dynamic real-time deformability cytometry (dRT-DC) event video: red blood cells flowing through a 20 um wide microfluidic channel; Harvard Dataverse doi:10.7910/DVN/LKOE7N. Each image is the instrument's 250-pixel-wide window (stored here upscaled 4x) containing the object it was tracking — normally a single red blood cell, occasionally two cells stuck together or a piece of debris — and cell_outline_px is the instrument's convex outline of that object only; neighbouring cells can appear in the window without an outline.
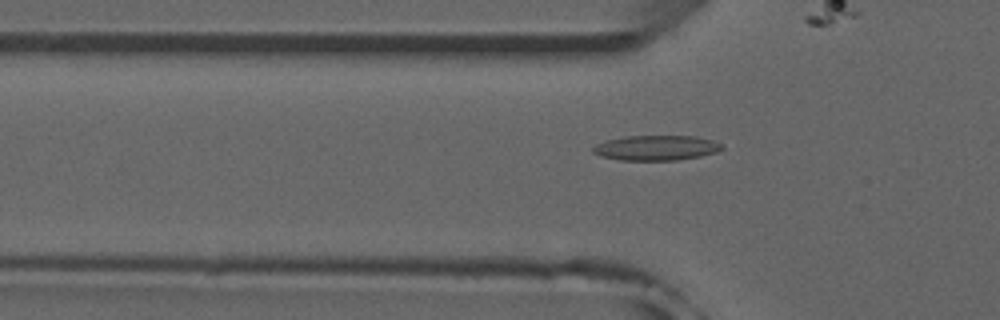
{"species": "common noctule bat (a hibernating species)", "species_latin": "Nyctalus noctula", "temperature_condition": "room temperature", "stored_images_in_passage": 47, "camera_frame_rate_fps": 3000, "um_per_image_px": 0.085, "animal": {"sex": "male", "forearm_length_mm": 52.5}, "frame": {"image": 1, "passage_image": 17, "time_ms": 5.333, "image_size_px": [1000, 320], "cell_outline_px": [[724, 148], [716, 152], [700, 156], [676, 160], [620, 160], [600, 156], [592, 152], [592, 148], [596, 144], [608, 140], [624, 136], [696, 136], [712, 140], [724, 144]], "centroid_in_image_um": [55.79, 12.56], "position_along_channel_um": 70.0, "area_um2": 18.84}}
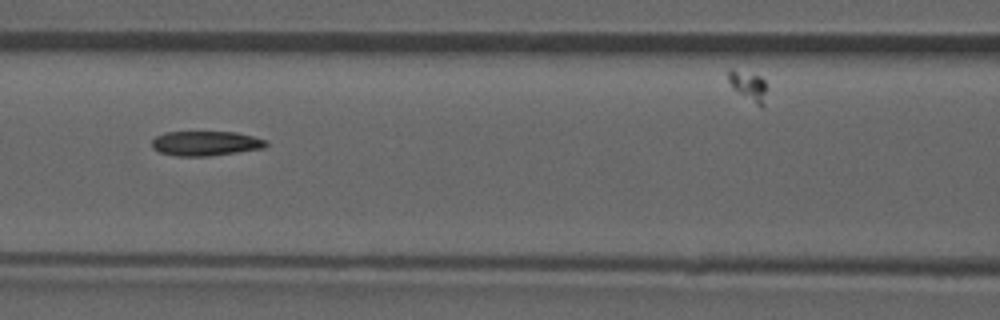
{"frame": {"image": 2, "passage_image": 23, "time_ms": 7.333, "image_size_px": [1000, 320], "cell_outline_px": [[268, 144], [264, 148], [208, 156], [176, 156], [160, 152], [152, 148], [152, 140], [156, 136], [164, 132], [236, 132], [268, 140]], "centroid_in_image_um": [17.48, 12.18], "position_along_channel_um": 149.1, "area_um2": 16.42}}
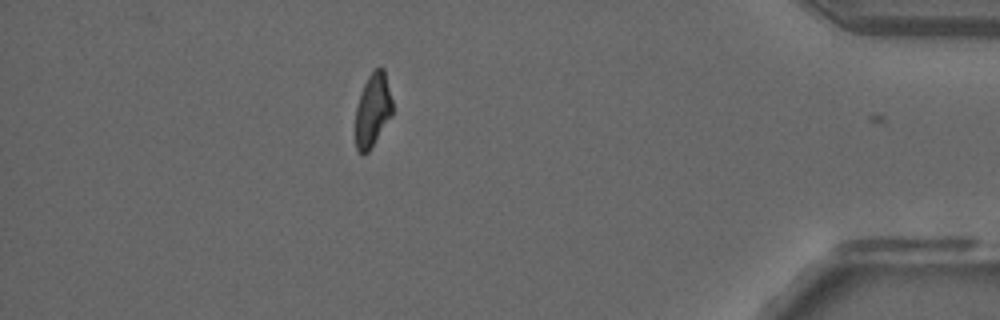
{"frame": {"image": 3, "passage_image": 46, "time_ms": 15.0, "image_size_px": [1000, 320], "cell_outline_px": [[392, 116], [368, 152], [364, 156], [356, 148], [356, 108], [360, 92], [368, 76], [376, 68], [384, 68], [392, 100]], "centroid_in_image_um": [31.68, 9.36], "position_along_channel_um": 403.5, "area_um2": 15.78}, "authors_computed_cell_mechanics": {"area_um2": 17.5134, "velocity_mm_per_s": 3.9263, "shape_relaxation_time_tau1_ms": null, "shape_relaxation_time_tau2_ms": 3.9649, "deformation_change_tau1": null, "deformation_change_tau2": 0.108}}